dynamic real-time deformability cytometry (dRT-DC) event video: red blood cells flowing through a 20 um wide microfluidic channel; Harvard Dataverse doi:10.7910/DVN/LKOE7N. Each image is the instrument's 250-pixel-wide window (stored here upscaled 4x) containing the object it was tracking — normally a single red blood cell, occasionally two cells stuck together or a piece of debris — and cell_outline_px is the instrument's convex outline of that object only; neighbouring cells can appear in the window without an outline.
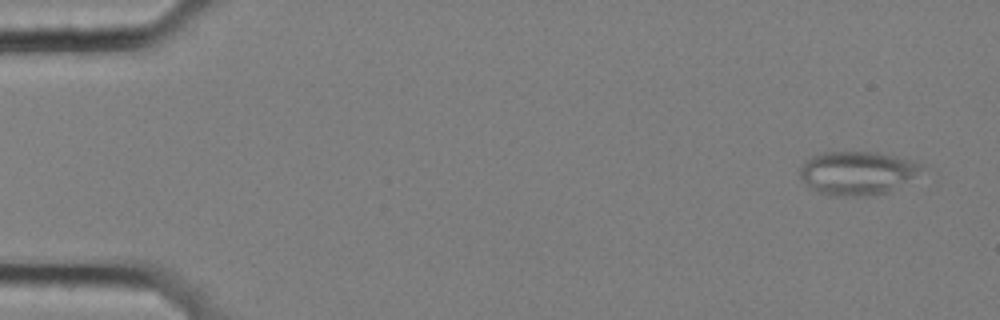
{"species": "common noctule bat (a hibernating species)", "species_latin": "Nyctalus noctula", "temperature_condition": "cold", "stored_images_in_passage": 55, "camera_frame_rate_fps": 3000, "um_per_image_px": 0.085, "animal": {"sex": "female", "body_mass_g": 25.1}, "frame": {"image": 1, "passage_image": 3, "time_ms": 0.667, "image_size_px": [1000, 320], "cell_outline_px": [[920, 168], [912, 176], [888, 192], [860, 196], [836, 196], [816, 192], [800, 176], [800, 168], [804, 160], [812, 156], [824, 152], [876, 152], [896, 156], [920, 164]], "centroid_in_image_um": [72.76, 14.69], "position_along_channel_um": 12.2, "area_um2": 30.06}}
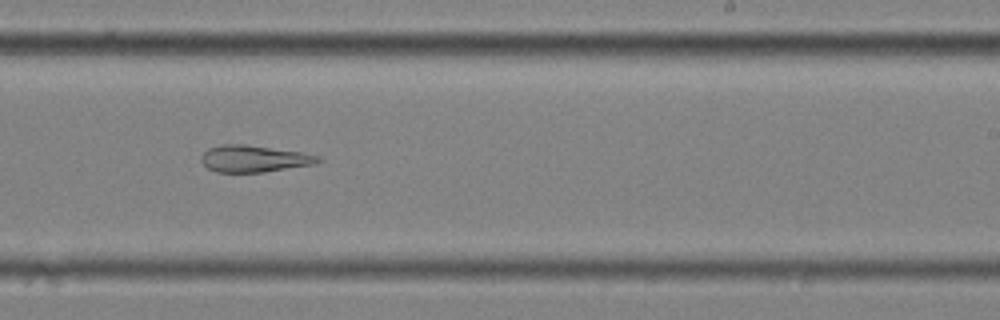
{"frame": {"image": 2, "passage_image": 36, "time_ms": 11.667, "image_size_px": [1000, 320], "cell_outline_px": [[324, 160], [316, 164], [264, 172], [216, 172], [208, 168], [200, 160], [200, 156], [208, 148], [224, 144], [244, 144], [304, 152], [320, 156]], "centroid_in_image_um": [21.63, 13.49], "position_along_channel_um": 267.4, "area_um2": 18.44}}
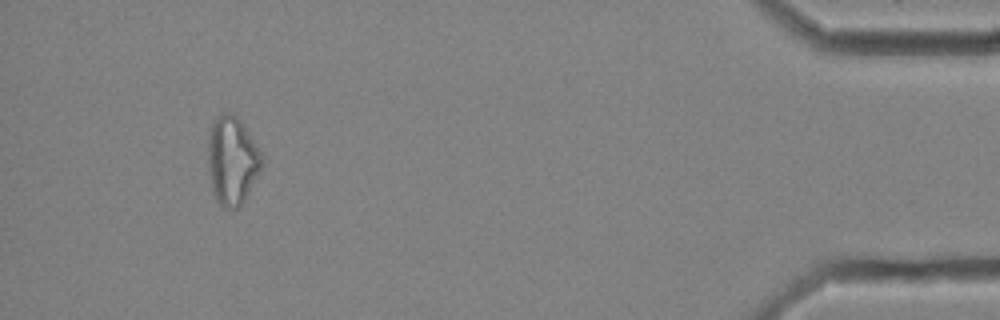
{"frame": {"image": 3, "passage_image": 54, "time_ms": 17.667, "image_size_px": [1000, 320], "cell_outline_px": [[264, 164], [240, 208], [224, 208], [216, 200], [212, 192], [208, 160], [208, 136], [212, 124], [220, 112], [232, 112], [244, 124], [264, 156]], "centroid_in_image_um": [19.75, 13.63], "position_along_channel_um": 415.4, "area_um2": 28.09}}